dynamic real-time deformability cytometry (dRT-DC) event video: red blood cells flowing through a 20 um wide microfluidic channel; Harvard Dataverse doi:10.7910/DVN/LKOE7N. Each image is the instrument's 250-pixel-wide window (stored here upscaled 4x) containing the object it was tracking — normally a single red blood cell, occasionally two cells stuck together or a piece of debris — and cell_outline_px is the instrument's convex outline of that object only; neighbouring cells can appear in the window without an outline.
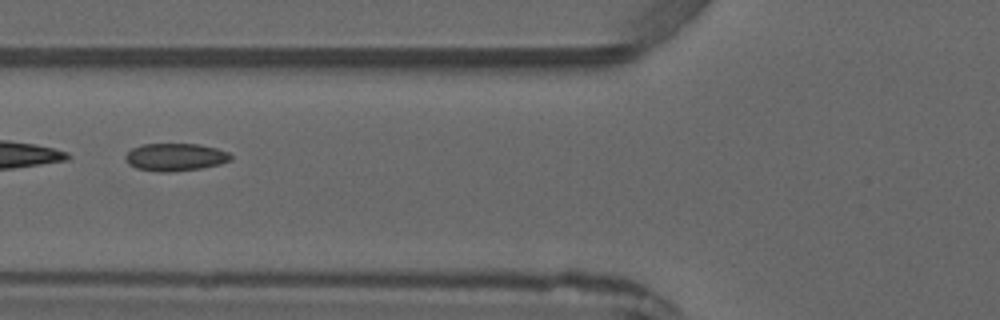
{"species": "common noctule bat (a hibernating species)", "species_latin": "Nyctalus noctula", "temperature_condition": "warm", "stored_images_in_passage": 5, "camera_frame_rate_fps": 3000, "um_per_image_px": 0.085, "animal": {"sex": "male", "forearm_length_mm": 52.5}, "frame": {"image": 1, "passage_image": 5, "time_ms": 5.667, "image_size_px": [1000, 320], "cell_outline_px": [[232, 160], [220, 164], [204, 168], [172, 172], [160, 172], [136, 168], [128, 164], [124, 160], [124, 156], [132, 148], [144, 144], [200, 144], [216, 148], [228, 152], [232, 156]], "centroid_in_image_um": [14.91, 13.36], "position_along_channel_um": 110.9, "area_um2": 17.17}}